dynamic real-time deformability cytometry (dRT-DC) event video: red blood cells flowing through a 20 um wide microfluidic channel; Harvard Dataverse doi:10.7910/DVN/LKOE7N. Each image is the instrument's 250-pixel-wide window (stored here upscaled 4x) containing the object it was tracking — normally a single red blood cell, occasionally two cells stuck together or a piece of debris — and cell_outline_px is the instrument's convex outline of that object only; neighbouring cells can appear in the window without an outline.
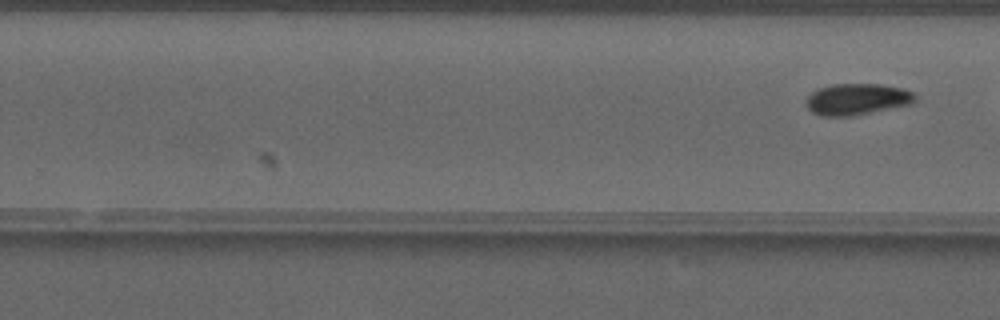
{"species": "common noctule bat (a hibernating species)", "species_latin": "Nyctalus noctula", "temperature_condition": "warm", "stored_images_in_passage": 35, "segment_of_instrument_passage": [2, 2], "camera_frame_rate_fps": 3000, "um_per_image_px": 0.085, "animal": {"sex": "male", "forearm_length_mm": 52.5}, "frame": {"image": 1, "passage_image": 35, "time_ms": 11.333, "image_size_px": [1000, 320], "cell_outline_px": [[916, 100], [912, 104], [852, 116], [820, 116], [812, 112], [808, 108], [804, 100], [812, 92], [820, 88], [832, 84], [880, 84], [904, 88], [912, 92], [916, 96]], "centroid_in_image_um": [72.85, 8.43], "position_along_channel_um": 257.0, "area_um2": 20.06}}